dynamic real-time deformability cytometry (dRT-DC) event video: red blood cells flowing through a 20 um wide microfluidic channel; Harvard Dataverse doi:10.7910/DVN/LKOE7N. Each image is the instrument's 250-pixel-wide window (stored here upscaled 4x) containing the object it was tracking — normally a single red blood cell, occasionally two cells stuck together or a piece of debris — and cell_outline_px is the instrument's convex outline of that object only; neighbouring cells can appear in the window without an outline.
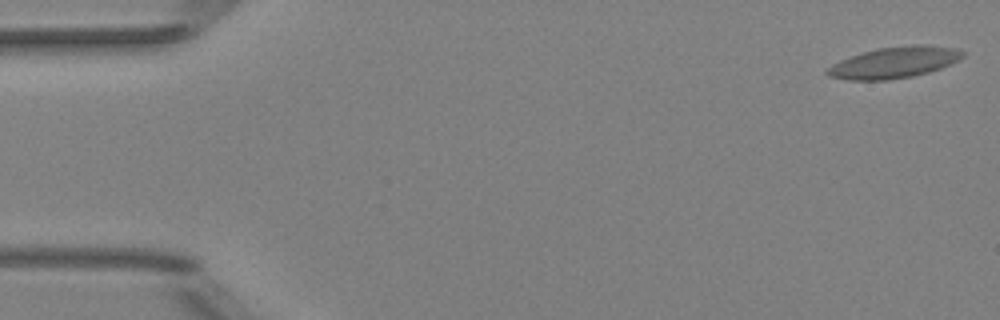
{"species": "Egyptian fruit bat (a non-hibernating species)", "species_latin": "Rousettus aegyptiacus", "temperature_condition": "room temperature", "stored_images_in_passage": 52, "camera_frame_rate_fps": 3000, "um_per_image_px": 0.085, "animal": {"sex": "female"}, "frame": {"image": 1, "passage_image": 1, "time_ms": 0.0, "image_size_px": [1000, 320], "cell_outline_px": [[964, 56], [960, 60], [952, 64], [928, 72], [912, 76], [888, 80], [848, 80], [828, 76], [824, 72], [832, 64], [840, 60], [864, 52], [880, 48], [912, 44], [928, 44], [956, 48], [964, 52]], "centroid_in_image_um": [76.05, 5.3], "position_along_channel_um": 9.0, "area_um2": 24.74}}
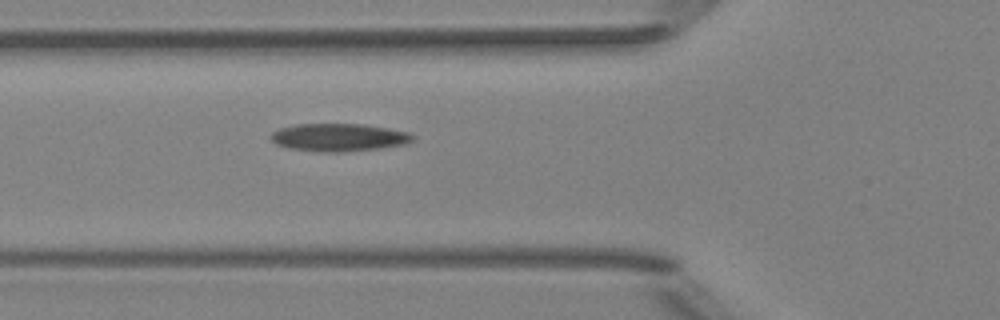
{"frame": {"image": 2, "passage_image": 19, "time_ms": 6.0, "image_size_px": [1000, 320], "cell_outline_px": [[412, 140], [404, 144], [380, 148], [340, 152], [320, 152], [288, 148], [276, 144], [268, 136], [272, 132], [280, 128], [296, 124], [364, 124], [388, 128], [408, 132], [412, 136]], "centroid_in_image_um": [28.74, 11.67], "position_along_channel_um": 97.1, "area_um2": 22.89}}
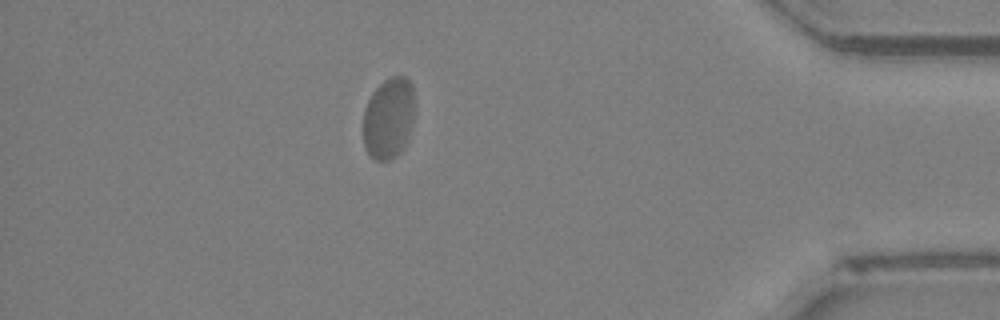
{"frame": {"image": 3, "passage_image": 46, "time_ms": 15.0, "image_size_px": [1000, 320], "cell_outline_px": [[416, 104], [408, 140], [400, 152], [396, 156], [388, 160], [376, 160], [368, 156], [364, 148], [364, 108], [372, 92], [388, 76], [404, 76], [412, 84]], "centroid_in_image_um": [33.05, 10.03], "position_along_channel_um": 402.2, "area_um2": 24.85}}